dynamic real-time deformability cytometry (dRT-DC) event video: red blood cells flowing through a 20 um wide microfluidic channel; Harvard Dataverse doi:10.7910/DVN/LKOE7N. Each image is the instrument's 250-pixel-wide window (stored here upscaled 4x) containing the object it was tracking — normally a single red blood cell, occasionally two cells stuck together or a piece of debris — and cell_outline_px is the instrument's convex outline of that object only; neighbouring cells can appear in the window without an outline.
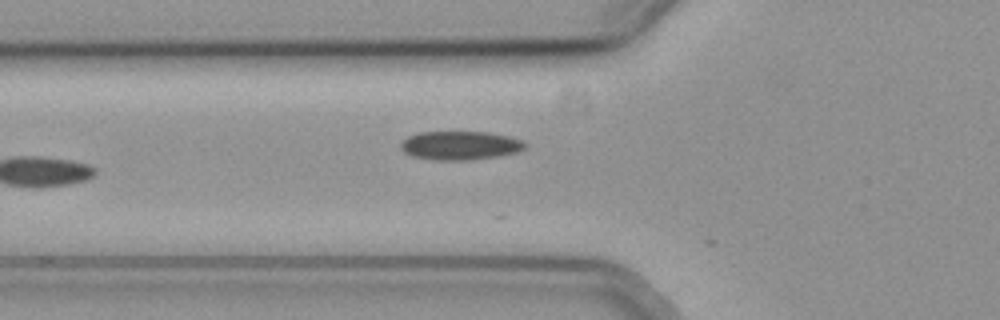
{"species": "common noctule bat (a hibernating species)", "species_latin": "Nyctalus noctula", "temperature_condition": "cold", "stored_images_in_passage": 3, "camera_frame_rate_fps": 3000, "um_per_image_px": 0.085, "animal": {"sex": "female", "body_mass_g": 19.3, "forearm_length_mm": 54.1}, "frame": {"image": 1, "passage_image": 2, "time_ms": 0.333, "image_size_px": [1000, 320], "cell_outline_px": [[528, 144], [524, 148], [516, 152], [496, 156], [468, 160], [436, 160], [412, 156], [404, 152], [400, 148], [400, 144], [408, 136], [420, 132], [488, 132], [508, 136], [524, 140]], "centroid_in_image_um": [39.11, 12.36], "position_along_channel_um": 86.7, "area_um2": 20.75}}